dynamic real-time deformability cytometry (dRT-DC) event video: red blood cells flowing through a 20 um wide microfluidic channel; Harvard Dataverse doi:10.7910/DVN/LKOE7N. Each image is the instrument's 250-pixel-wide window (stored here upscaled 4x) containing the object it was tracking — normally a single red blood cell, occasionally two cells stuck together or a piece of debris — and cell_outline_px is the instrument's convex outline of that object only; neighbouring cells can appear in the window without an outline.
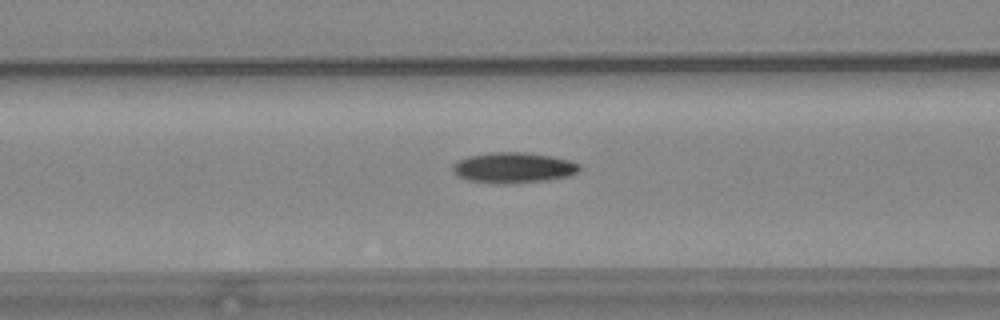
{"species": "common noctule bat (a hibernating species)", "species_latin": "Nyctalus noctula", "temperature_condition": "warm", "stored_images_in_passage": 45, "camera_frame_rate_fps": 3000, "um_per_image_px": 0.085, "animal": {"sex": "female", "body_mass_g": 24.6, "forearm_length_mm": 56.2}, "frame": {"image": 1, "passage_image": 12, "time_ms": 3.667, "image_size_px": [1000, 320], "cell_outline_px": [[580, 172], [568, 176], [548, 180], [496, 184], [468, 180], [456, 176], [452, 172], [452, 164], [468, 156], [492, 152], [524, 152], [552, 156], [572, 160], [580, 164]], "centroid_in_image_um": [43.65, 14.25], "position_along_channel_um": 123.0, "area_um2": 22.77}}
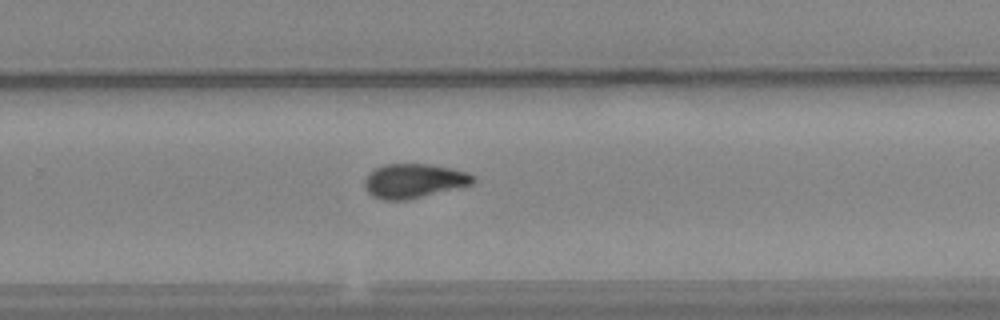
{"frame": {"image": 2, "passage_image": 26, "time_ms": 8.333, "image_size_px": [1000, 320], "cell_outline_px": [[476, 180], [472, 184], [408, 200], [380, 200], [372, 196], [364, 188], [364, 180], [368, 172], [384, 164], [428, 164], [452, 168], [468, 172], [476, 176]], "centroid_in_image_um": [35.16, 15.37], "position_along_channel_um": 294.6, "area_um2": 21.91}}
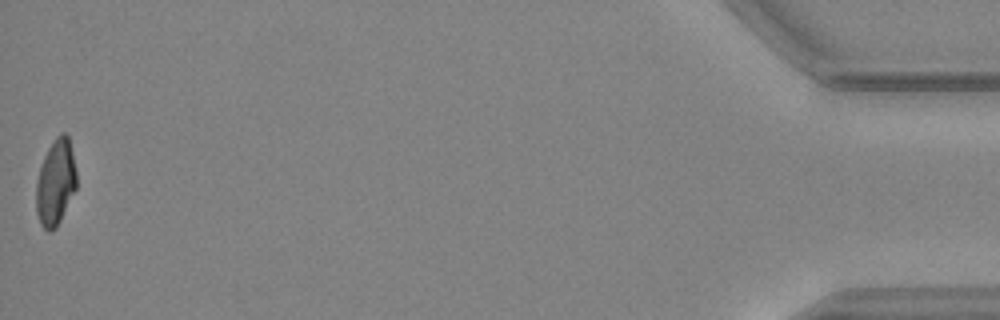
{"frame": {"image": 3, "passage_image": 45, "time_ms": 14.667, "image_size_px": [1000, 320], "cell_outline_px": [[76, 188], [56, 228], [48, 232], [40, 224], [36, 212], [36, 180], [44, 156], [48, 148], [56, 136], [60, 132], [64, 132], [68, 136], [72, 152], [76, 172]], "centroid_in_image_um": [4.71, 15.51], "position_along_channel_um": 430.5, "area_um2": 20.11}, "authors_computed_cell_mechanics": {"area_um2": 21.6172, "velocity_mm_per_s": 3.6864, "shape_relaxation_time_tau1_ms": 10.2196, "shape_relaxation_time_tau2_ms": 4.6795, "deformation_change_tau1": 0.2372, "deformation_change_tau2": 0.0947}}